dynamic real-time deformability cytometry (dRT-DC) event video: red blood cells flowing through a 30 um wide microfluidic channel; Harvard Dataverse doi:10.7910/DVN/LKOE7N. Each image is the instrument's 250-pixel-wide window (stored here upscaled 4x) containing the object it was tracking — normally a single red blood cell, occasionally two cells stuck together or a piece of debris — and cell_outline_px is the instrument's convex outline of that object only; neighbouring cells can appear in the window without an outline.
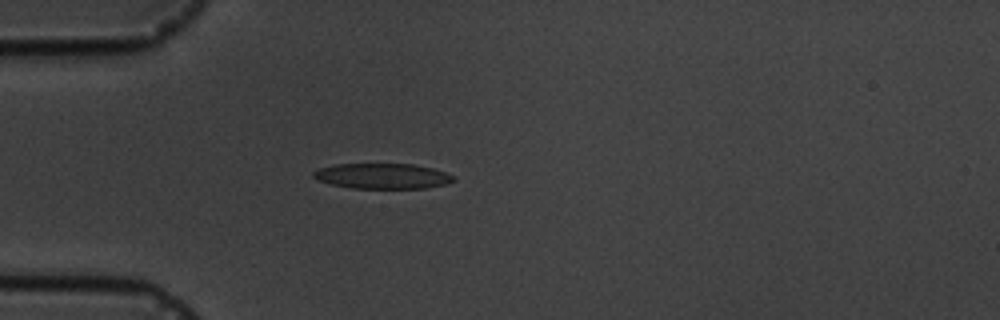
{"species": "common noctule bat (a hibernating species)", "species_latin": "Nyctalus noctula", "temperature_condition": "cold", "stored_images_in_passage": 6, "camera_frame_rate_fps": 3000, "um_per_image_px": 0.085, "animal": {"sex": "male", "body_mass_g": 19.5, "forearm_length_mm": 54.6}, "frame": {"image": 1, "passage_image": 4, "time_ms": 3.667, "image_size_px": [1000, 320], "cell_outline_px": [[456, 180], [444, 184], [424, 188], [352, 188], [332, 184], [316, 180], [312, 176], [312, 172], [320, 168], [336, 164], [412, 164], [432, 168], [456, 176]], "centroid_in_image_um": [32.5, 14.96], "position_along_channel_um": 52.5, "area_um2": 20.63}}
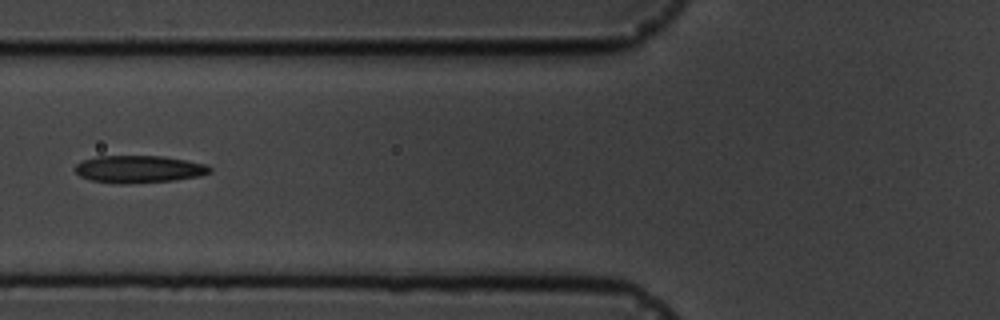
{"frame": {"image": 2, "passage_image": 6, "time_ms": 5.667, "image_size_px": [1000, 320], "cell_outline_px": [[212, 172], [200, 176], [176, 180], [120, 184], [116, 184], [92, 180], [80, 176], [76, 172], [76, 164], [84, 160], [96, 156], [164, 156], [208, 164], [212, 168]], "centroid_in_image_um": [11.86, 14.38], "position_along_channel_um": 113.9, "area_um2": 21.56}}